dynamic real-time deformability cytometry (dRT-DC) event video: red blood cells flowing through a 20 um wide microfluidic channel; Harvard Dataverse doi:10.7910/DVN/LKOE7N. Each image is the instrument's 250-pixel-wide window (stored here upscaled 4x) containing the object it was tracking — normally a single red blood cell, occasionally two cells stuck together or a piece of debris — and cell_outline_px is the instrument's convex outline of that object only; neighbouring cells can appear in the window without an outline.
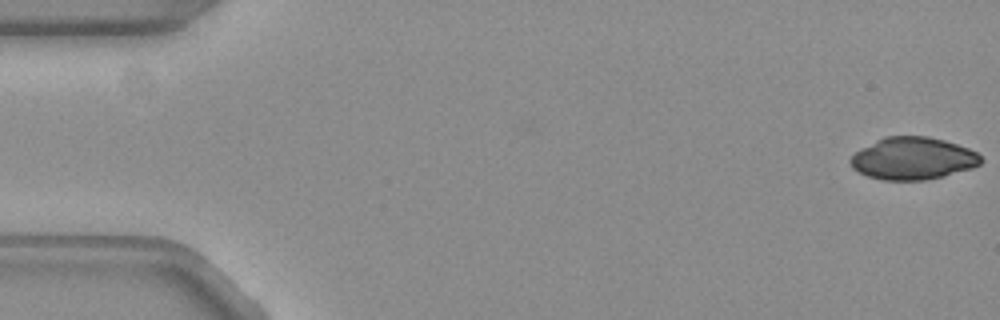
{"species": "common noctule bat (a hibernating species)", "species_latin": "Nyctalus noctula", "temperature_condition": "warm", "stored_images_in_passage": 16, "camera_frame_rate_fps": 3000, "um_per_image_px": 0.085, "animal": {"sex": "female", "body_mass_g": 19.3, "forearm_length_mm": 54.1}, "frame": {"image": 1, "passage_image": 1, "time_ms": 0.0, "image_size_px": [1000, 320], "cell_outline_px": [[984, 160], [980, 164], [972, 168], [944, 176], [924, 180], [884, 180], [868, 176], [852, 168], [848, 160], [860, 148], [884, 136], [928, 136], [944, 140], [968, 148], [976, 152]], "centroid_in_image_um": [77.59, 13.46], "position_along_channel_um": 7.4, "area_um2": 32.19}}